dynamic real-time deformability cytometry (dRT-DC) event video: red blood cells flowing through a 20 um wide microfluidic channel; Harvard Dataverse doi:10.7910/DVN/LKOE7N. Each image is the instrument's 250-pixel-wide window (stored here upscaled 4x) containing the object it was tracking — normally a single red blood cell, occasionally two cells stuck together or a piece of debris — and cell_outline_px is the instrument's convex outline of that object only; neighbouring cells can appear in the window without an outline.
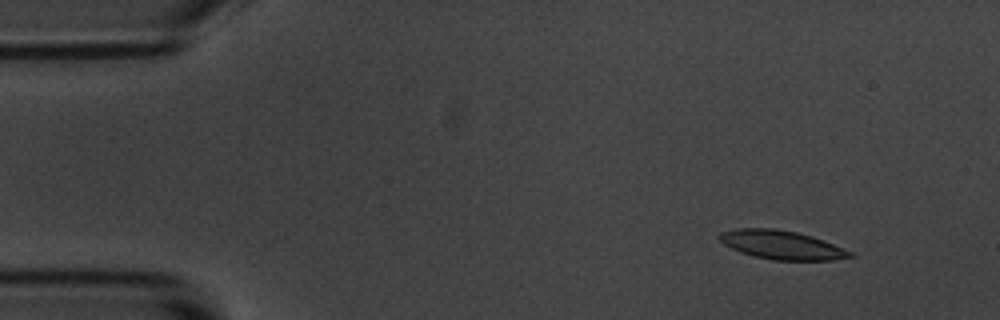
{"species": "common noctule bat (a hibernating species)", "species_latin": "Nyctalus noctula", "temperature_condition": "room temperature", "stored_images_in_passage": 4, "camera_frame_rate_fps": 3000, "um_per_image_px": 0.085, "animal": {"sex": "male", "body_mass_g": 20.1, "forearm_length_mm": 53.5}, "frame": {"image": 1, "passage_image": 1, "time_ms": 0.0, "image_size_px": [1000, 320], "cell_outline_px": [[856, 256], [832, 260], [772, 260], [752, 256], [740, 252], [724, 244], [716, 236], [720, 232], [736, 228], [772, 228], [796, 232], [812, 236], [852, 252]], "centroid_in_image_um": [66.39, 20.82], "position_along_channel_um": 18.6, "area_um2": 21.85}}
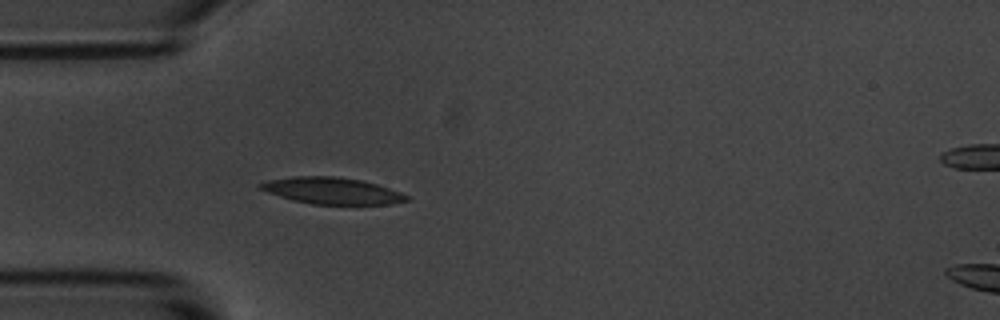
{"frame": {"image": 2, "passage_image": 4, "time_ms": 1.0, "image_size_px": [1000, 320], "cell_outline_px": [[408, 200], [392, 204], [312, 204], [292, 200], [268, 192], [260, 188], [256, 184], [268, 180], [296, 176], [332, 176], [360, 180], [376, 184], [400, 192], [408, 196]], "centroid_in_image_um": [28.19, 16.21], "position_along_channel_um": 56.8, "area_um2": 22.37}}